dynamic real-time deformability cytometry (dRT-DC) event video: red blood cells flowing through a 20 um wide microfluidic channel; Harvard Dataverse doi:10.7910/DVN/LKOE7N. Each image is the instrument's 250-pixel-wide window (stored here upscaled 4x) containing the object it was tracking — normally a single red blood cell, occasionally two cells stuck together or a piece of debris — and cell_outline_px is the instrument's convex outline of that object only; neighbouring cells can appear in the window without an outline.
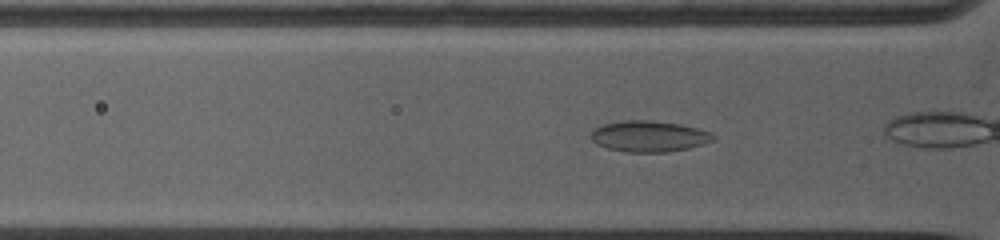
{"species": "common noctule bat (a hibernating species)", "species_latin": "Nyctalus noctula", "temperature_condition": "warm", "stored_images_in_passage": 14, "camera_frame_rate_fps": 5000, "um_per_image_px": 0.085, "animal": {"sex": "female", "body_mass_g": 19.0, "forearm_length_mm": 53.3}, "frame": {"image": 1, "passage_image": 8, "time_ms": 1.0, "image_size_px": [1000, 240], "cell_outline_px": [[716, 136], [712, 140], [704, 144], [688, 148], [668, 152], [628, 152], [608, 148], [596, 144], [588, 136], [592, 128], [604, 124], [624, 120], [652, 120], [680, 124], [712, 132]], "centroid_in_image_um": [55.13, 11.58], "position_along_channel_um": 70.7, "area_um2": 22.31}}